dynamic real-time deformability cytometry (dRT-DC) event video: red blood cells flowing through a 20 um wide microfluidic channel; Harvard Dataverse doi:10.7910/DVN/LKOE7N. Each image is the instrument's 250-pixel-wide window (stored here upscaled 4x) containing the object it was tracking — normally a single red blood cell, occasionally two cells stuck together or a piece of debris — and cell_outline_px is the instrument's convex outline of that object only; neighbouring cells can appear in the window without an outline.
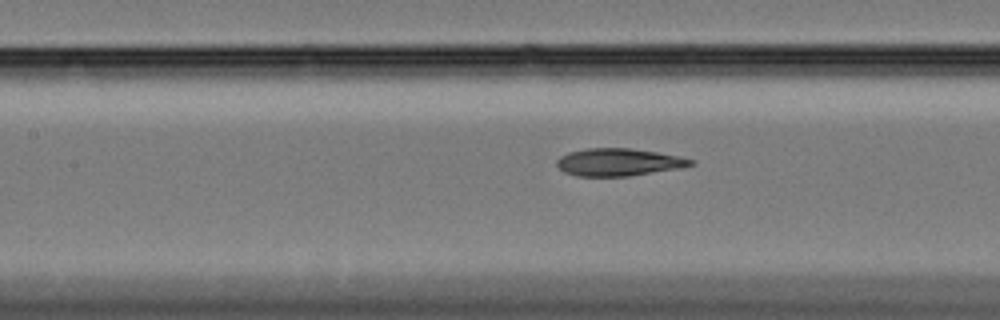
{"species": "Egyptian fruit bat (a non-hibernating species)", "species_latin": "Rousettus aegyptiacus", "temperature_condition": "cold", "stored_images_in_passage": 44, "camera_frame_rate_fps": 3000, "um_per_image_px": 0.085, "animal": {"sex": "female"}, "frame": {"image": 1, "passage_image": 11, "time_ms": 3.333, "image_size_px": [1000, 320], "cell_outline_px": [[696, 164], [680, 168], [628, 176], [576, 176], [564, 172], [556, 164], [556, 160], [560, 156], [568, 152], [588, 148], [632, 148], [680, 156], [696, 160]], "centroid_in_image_um": [52.6, 13.78], "position_along_channel_um": 154.8, "area_um2": 21.56}}
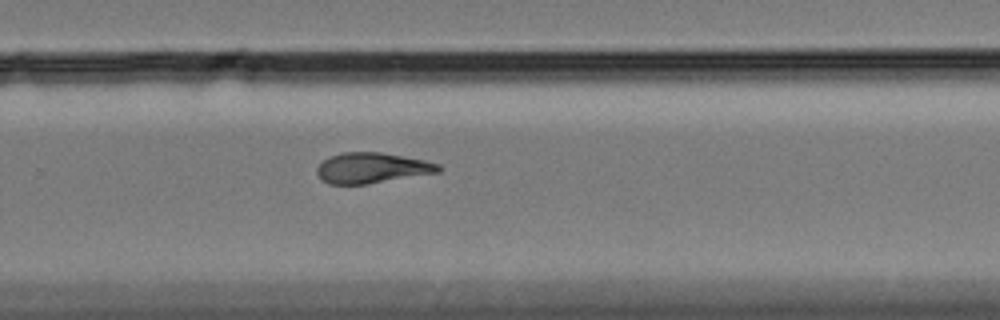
{"frame": {"image": 2, "passage_image": 24, "time_ms": 7.667, "image_size_px": [1000, 320], "cell_outline_px": [[440, 172], [368, 184], [328, 184], [316, 172], [316, 168], [328, 156], [340, 152], [380, 152], [424, 160], [440, 164]], "centroid_in_image_um": [31.6, 14.27], "position_along_channel_um": 298.2, "area_um2": 21.56}}
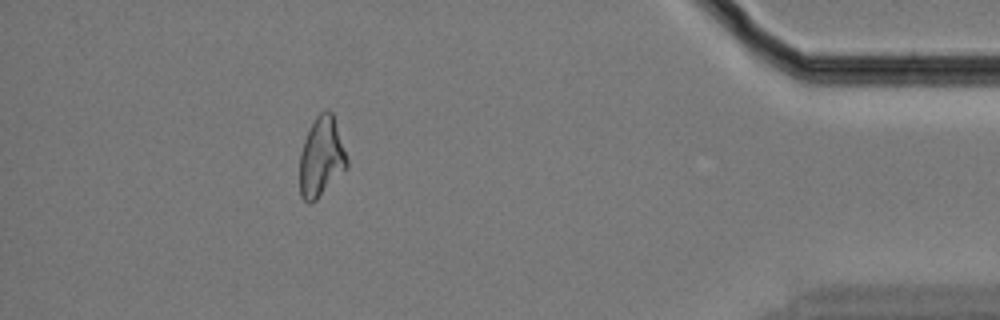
{"frame": {"image": 3, "passage_image": 38, "time_ms": 12.333, "image_size_px": [1000, 320], "cell_outline_px": [[348, 168], [312, 204], [308, 204], [300, 196], [300, 152], [304, 140], [316, 116], [320, 112], [328, 108], [332, 112], [348, 160]], "centroid_in_image_um": [27.31, 13.38], "position_along_channel_um": 407.9, "area_um2": 21.96}, "authors_computed_cell_mechanics": {"area_um2": 21.9351, "velocity_mm_per_s": 3.3255, "shape_relaxation_time_tau1_ms": 6.7456, "shape_relaxation_time_tau2_ms": 4.8764, "deformation_change_tau1": 0.1727, "deformation_change_tau2": 0.1177}}